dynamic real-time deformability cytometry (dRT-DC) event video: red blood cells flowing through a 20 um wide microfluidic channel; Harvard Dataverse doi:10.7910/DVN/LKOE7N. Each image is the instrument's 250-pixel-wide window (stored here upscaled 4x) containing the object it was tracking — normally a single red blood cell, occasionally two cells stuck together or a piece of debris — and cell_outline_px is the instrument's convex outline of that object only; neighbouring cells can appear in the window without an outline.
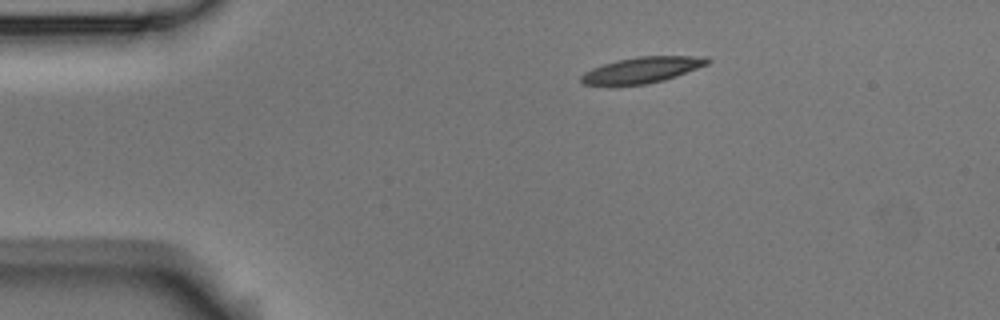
{"species": "Egyptian fruit bat (a non-hibernating species)", "species_latin": "Rousettus aegyptiacus", "temperature_condition": "room temperature", "stored_images_in_passage": 4, "camera_frame_rate_fps": 3000, "um_per_image_px": 0.085, "animal": {"sex": "male"}, "frame": {"image": 1, "passage_image": 1, "time_ms": 0.0, "image_size_px": [1000, 320], "cell_outline_px": [[712, 60], [708, 64], [676, 76], [664, 80], [648, 84], [584, 84], [580, 80], [580, 76], [584, 72], [592, 68], [604, 64], [620, 60], [640, 56], [708, 56]], "centroid_in_image_um": [54.64, 5.93], "position_along_channel_um": 30.4, "area_um2": 18.79}}
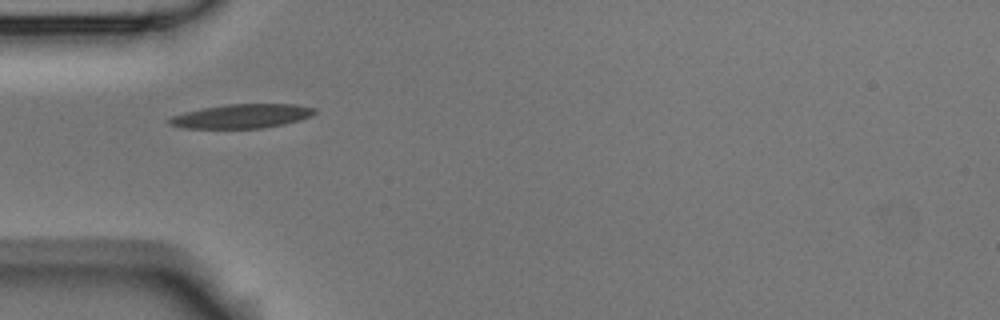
{"frame": {"image": 2, "passage_image": 3, "time_ms": 2.333, "image_size_px": [1000, 320], "cell_outline_px": [[316, 112], [308, 116], [284, 124], [260, 128], [180, 128], [168, 124], [164, 120], [172, 116], [184, 112], [204, 108], [228, 104], [296, 104], [316, 108]], "centroid_in_image_um": [20.47, 9.87], "position_along_channel_um": 64.5, "area_um2": 20.29}}
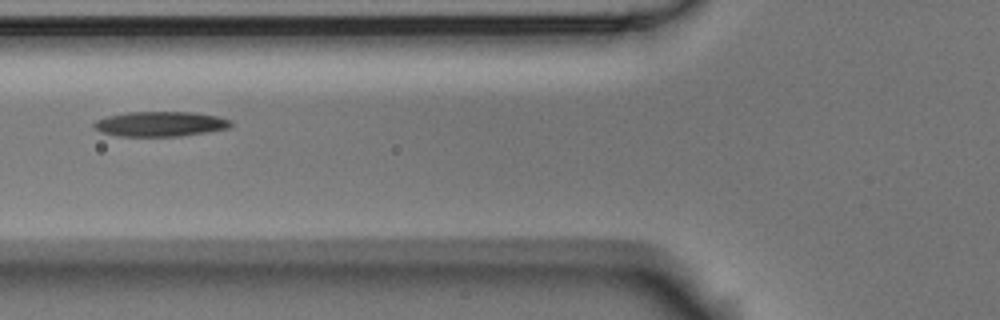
{"frame": {"image": 3, "passage_image": 4, "time_ms": 3.667, "image_size_px": [1000, 320], "cell_outline_px": [[232, 124], [228, 128], [180, 136], [120, 136], [100, 132], [92, 124], [96, 120], [108, 116], [128, 112], [196, 112], [216, 116], [232, 120]], "centroid_in_image_um": [13.62, 10.53], "position_along_channel_um": 112.2, "area_um2": 19.77}}